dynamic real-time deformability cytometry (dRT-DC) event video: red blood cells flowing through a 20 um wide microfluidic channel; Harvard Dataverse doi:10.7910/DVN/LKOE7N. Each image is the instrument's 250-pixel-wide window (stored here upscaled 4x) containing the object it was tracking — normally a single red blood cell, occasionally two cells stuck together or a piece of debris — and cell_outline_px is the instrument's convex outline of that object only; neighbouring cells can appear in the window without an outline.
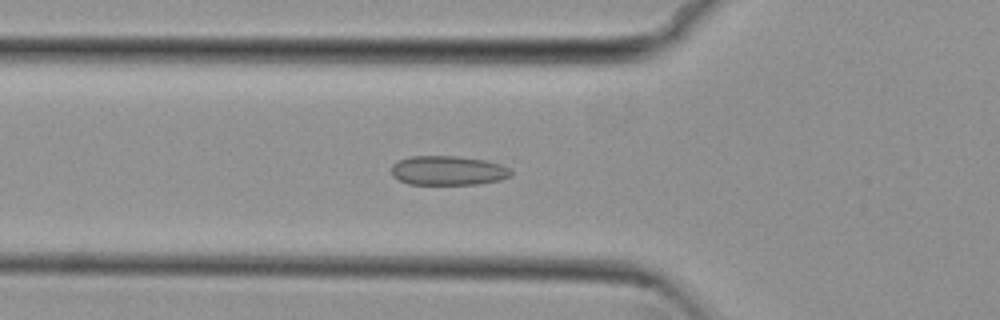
{"species": "common noctule bat (a hibernating species)", "species_latin": "Nyctalus noctula", "temperature_condition": "cold", "stored_images_in_passage": 53, "camera_frame_rate_fps": 3000, "um_per_image_px": 0.085, "animal": {"sex": "female", "body_mass_g": 29.2, "forearm_length_mm": 56.3}, "frame": {"image": 1, "passage_image": 18, "time_ms": 5.667, "image_size_px": [1000, 320], "cell_outline_px": [[512, 176], [500, 180], [476, 184], [408, 184], [392, 176], [392, 164], [400, 160], [412, 156], [456, 156], [484, 160], [500, 164], [512, 168]], "centroid_in_image_um": [38.11, 14.5], "position_along_channel_um": 87.7, "area_um2": 20.46}}
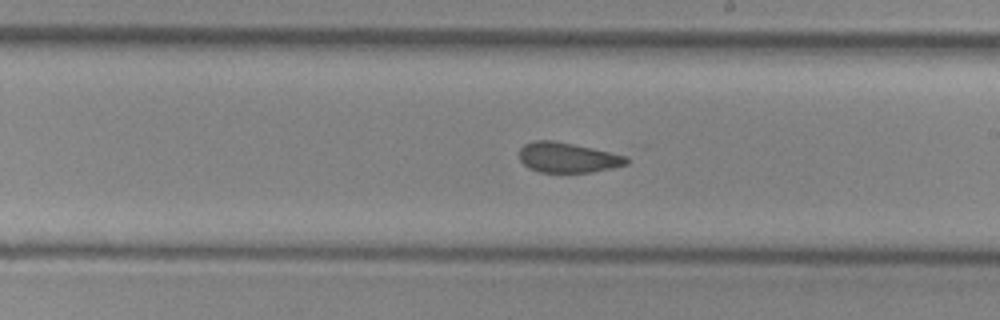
{"frame": {"image": 2, "passage_image": 30, "time_ms": 9.667, "image_size_px": [1000, 320], "cell_outline_px": [[628, 164], [612, 168], [592, 172], [540, 172], [528, 168], [520, 160], [520, 148], [524, 144], [536, 140], [556, 140], [628, 156]], "centroid_in_image_um": [48.25, 13.39], "position_along_channel_um": 240.7, "area_um2": 18.84}}
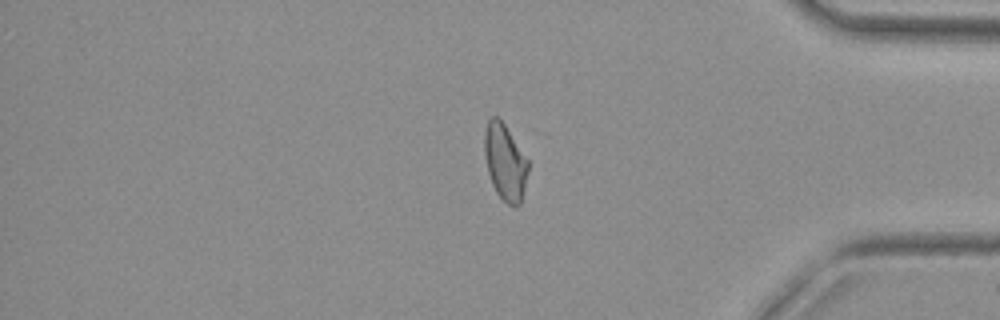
{"frame": {"image": 3, "passage_image": 44, "time_ms": 14.333, "image_size_px": [1000, 320], "cell_outline_px": [[528, 172], [520, 204], [516, 208], [508, 204], [496, 192], [492, 184], [488, 172], [484, 152], [484, 132], [488, 120], [492, 116], [496, 116], [504, 124], [528, 160]], "centroid_in_image_um": [42.92, 13.79], "position_along_channel_um": 392.3, "area_um2": 19.19}, "authors_computed_cell_mechanics": {"area_um2": 20.4034, "velocity_mm_per_s": 3.81, "shape_relaxation_time_tau1_ms": null, "shape_relaxation_time_tau2_ms": 1.4731, "deformation_change_tau1": null, "deformation_change_tau2": 0.0689}}